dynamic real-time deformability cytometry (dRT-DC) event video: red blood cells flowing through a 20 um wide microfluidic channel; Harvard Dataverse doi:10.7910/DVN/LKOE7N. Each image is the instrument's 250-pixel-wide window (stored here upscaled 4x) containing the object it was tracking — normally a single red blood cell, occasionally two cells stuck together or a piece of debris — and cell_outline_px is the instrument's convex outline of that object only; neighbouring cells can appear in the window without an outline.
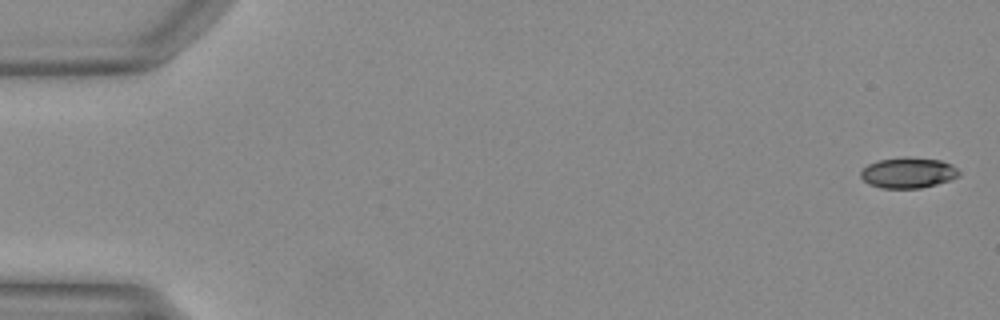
{"species": "Egyptian fruit bat (a non-hibernating species)", "species_latin": "Rousettus aegyptiacus", "temperature_condition": "warm", "stored_images_in_passage": 50, "camera_frame_rate_fps": 3000, "um_per_image_px": 0.085, "animal": {"sex": "female"}, "frame": {"image": 1, "passage_image": 1, "time_ms": 0.0, "image_size_px": [1000, 320], "cell_outline_px": [[960, 176], [952, 180], [920, 188], [880, 188], [868, 184], [860, 176], [860, 172], [868, 164], [880, 160], [904, 156], [908, 156], [940, 160], [952, 164], [960, 172]], "centroid_in_image_um": [77.21, 14.68], "position_along_channel_um": 7.8, "area_um2": 17.74}}
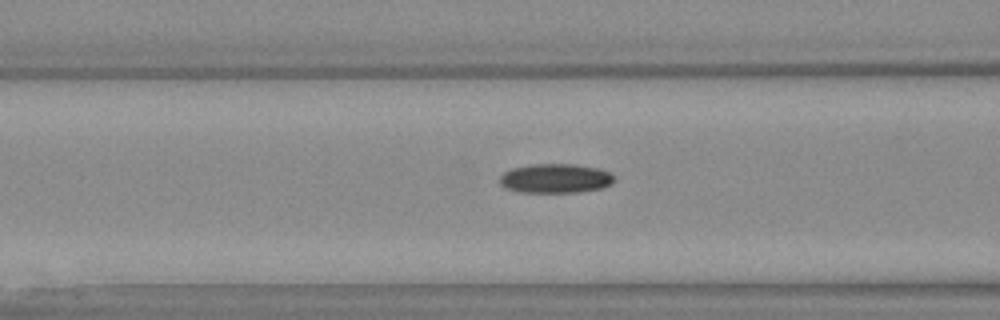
{"frame": {"image": 2, "passage_image": 20, "time_ms": 6.333, "image_size_px": [1000, 320], "cell_outline_px": [[616, 180], [612, 184], [604, 188], [576, 192], [520, 192], [504, 188], [500, 184], [500, 176], [504, 172], [512, 168], [532, 164], [576, 164], [600, 168], [612, 172], [616, 176]], "centroid_in_image_um": [47.28, 15.16], "position_along_channel_um": 119.3, "area_um2": 19.94}}
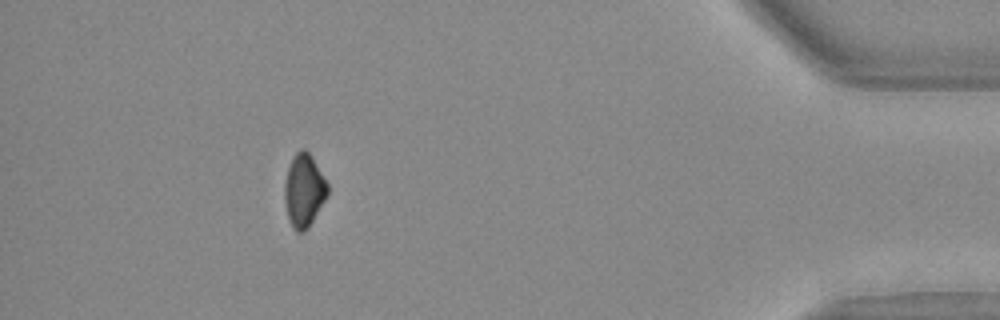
{"frame": {"image": 3, "passage_image": 45, "time_ms": 14.667, "image_size_px": [1000, 320], "cell_outline_px": [[328, 192], [324, 200], [308, 228], [304, 232], [296, 232], [292, 228], [288, 216], [284, 200], [284, 184], [288, 168], [292, 156], [300, 148], [304, 148], [312, 156], [328, 184]], "centroid_in_image_um": [25.82, 16.17], "position_along_channel_um": 409.4, "area_um2": 18.26}}